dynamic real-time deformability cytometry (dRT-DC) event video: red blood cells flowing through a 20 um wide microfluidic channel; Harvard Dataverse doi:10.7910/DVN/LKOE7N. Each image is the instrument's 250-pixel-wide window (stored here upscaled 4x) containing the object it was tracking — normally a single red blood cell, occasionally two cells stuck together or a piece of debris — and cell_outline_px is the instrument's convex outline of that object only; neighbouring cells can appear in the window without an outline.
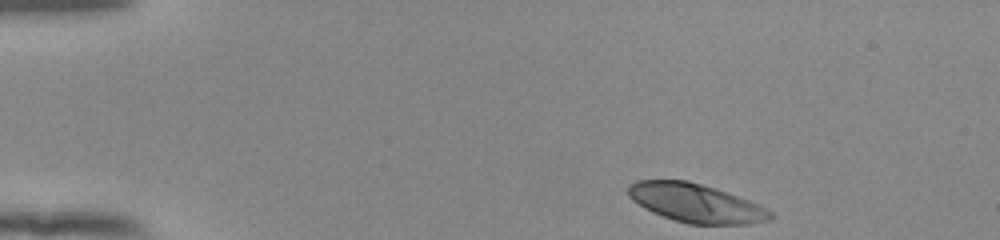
{"species": "human", "species_latin": "Homo sapiens", "temperature_condition": "room temperature", "stored_images_in_passage": 46, "camera_frame_rate_fps": 3000, "um_per_image_px": 0.085, "donor": {"sex": "female"}, "frame": {"image": 1, "passage_image": 1, "time_ms": 0.0, "image_size_px": [1000, 240], "cell_outline_px": [[772, 216], [768, 220], [748, 224], [688, 224], [652, 212], [644, 208], [632, 200], [628, 196], [628, 184], [636, 180], [688, 180], [716, 188], [748, 200], [772, 212]], "centroid_in_image_um": [59.09, 17.24], "position_along_channel_um": 25.9, "area_um2": 31.79}}
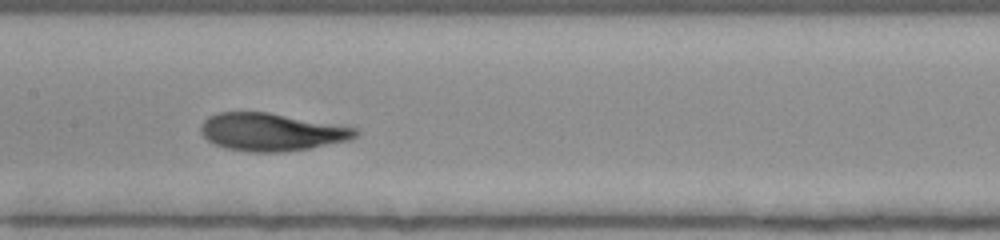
{"frame": {"image": 2, "passage_image": 20, "time_ms": 6.333, "image_size_px": [1000, 240], "cell_outline_px": [[360, 132], [356, 136], [348, 140], [308, 148], [280, 152], [248, 152], [224, 148], [208, 140], [200, 132], [200, 124], [208, 116], [216, 112], [268, 112], [356, 128]], "centroid_in_image_um": [23.02, 11.21], "position_along_channel_um": 184.4, "area_um2": 33.81}}
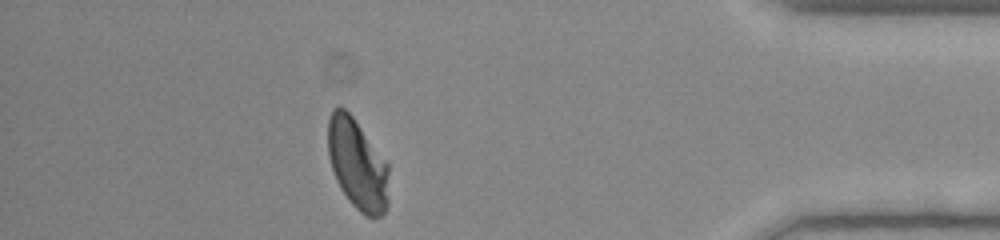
{"frame": {"image": 3, "passage_image": 40, "time_ms": 13.0, "image_size_px": [1000, 240], "cell_outline_px": [[388, 204], [384, 212], [380, 216], [364, 216], [348, 200], [340, 188], [336, 180], [328, 156], [328, 120], [332, 108], [344, 108], [352, 116], [388, 164]], "centroid_in_image_um": [30.37, 13.99], "position_along_channel_um": 404.8, "area_um2": 31.91}, "authors_computed_cell_mechanics": {"area_um2": 33.0616, "velocity_mm_per_s": 3.885, "shape_relaxation_time_tau1_ms": 3.4164, "shape_relaxation_time_tau2_ms": 0.7137, "deformation_change_tau1": 0.1781, "deformation_change_tau2": 0.0464}}